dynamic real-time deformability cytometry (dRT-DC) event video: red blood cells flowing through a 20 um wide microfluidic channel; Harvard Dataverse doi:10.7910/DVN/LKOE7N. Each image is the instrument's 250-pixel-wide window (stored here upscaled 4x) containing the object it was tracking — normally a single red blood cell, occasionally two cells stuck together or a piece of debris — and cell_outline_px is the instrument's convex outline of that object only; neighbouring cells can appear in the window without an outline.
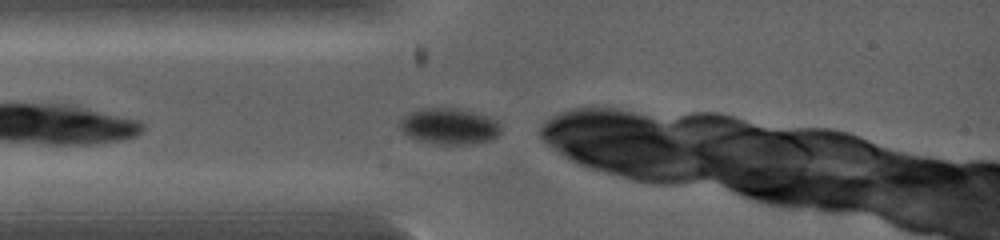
{"species": "common noctule bat (a hibernating species)", "species_latin": "Nyctalus noctula", "temperature_condition": "warm", "stored_images_in_passage": 6, "camera_frame_rate_fps": 5000, "um_per_image_px": 0.085, "animal": {"sex": "female", "body_mass_g": 19.0, "forearm_length_mm": 53.3}, "frame": {"image": 1, "passage_image": 1, "time_ms": 0.0, "image_size_px": [1000, 240], "cell_outline_px": [[500, 132], [496, 136], [488, 140], [468, 144], [436, 144], [420, 140], [408, 136], [400, 128], [400, 120], [404, 116], [420, 108], [460, 108], [488, 116], [496, 120], [500, 124]], "centroid_in_image_um": [38.19, 10.72], "position_along_channel_um": 46.8, "area_um2": 21.1}}
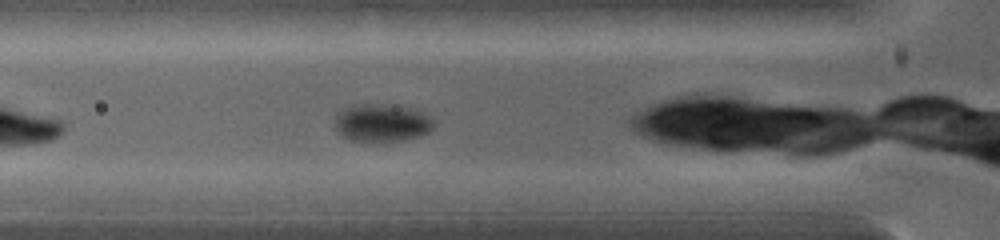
{"frame": {"image": 2, "passage_image": 3, "time_ms": 0.8, "image_size_px": [1000, 240], "cell_outline_px": [[432, 128], [428, 132], [420, 136], [404, 140], [348, 140], [336, 128], [336, 116], [340, 108], [352, 104], [384, 104], [408, 108], [420, 112], [428, 116], [432, 120]], "centroid_in_image_um": [32.41, 10.42], "position_along_channel_um": 93.4, "area_um2": 21.33}}